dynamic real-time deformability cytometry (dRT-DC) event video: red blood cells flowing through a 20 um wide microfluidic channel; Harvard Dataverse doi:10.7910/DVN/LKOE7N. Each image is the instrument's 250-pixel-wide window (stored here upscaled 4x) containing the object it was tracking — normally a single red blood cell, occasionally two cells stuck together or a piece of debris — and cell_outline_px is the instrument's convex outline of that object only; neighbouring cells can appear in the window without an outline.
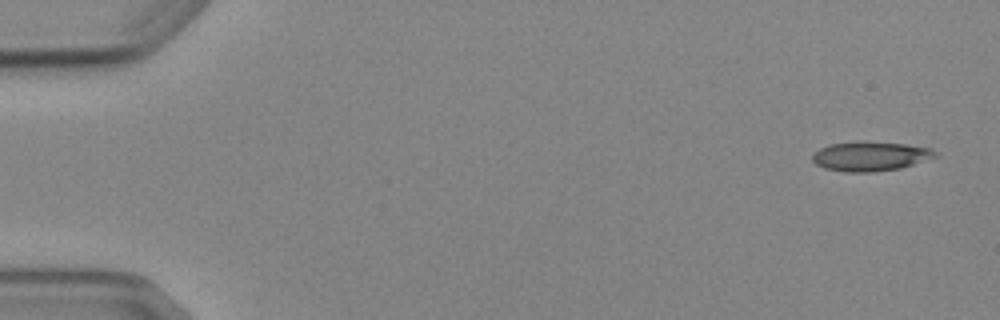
{"species": "Egyptian fruit bat (a non-hibernating species)", "species_latin": "Rousettus aegyptiacus", "temperature_condition": "cold", "stored_images_in_passage": 5, "camera_frame_rate_fps": 3000, "um_per_image_px": 0.085, "animal": {"sex": "female"}, "frame": {"image": 1, "passage_image": 1, "time_ms": 0.0, "image_size_px": [1000, 320], "cell_outline_px": [[936, 156], [900, 168], [872, 172], [844, 172], [824, 168], [816, 164], [812, 160], [812, 156], [820, 148], [832, 144], [860, 140], [864, 140], [904, 144], [932, 148], [936, 152]], "centroid_in_image_um": [73.95, 13.27], "position_along_channel_um": 11.1, "area_um2": 21.04}}
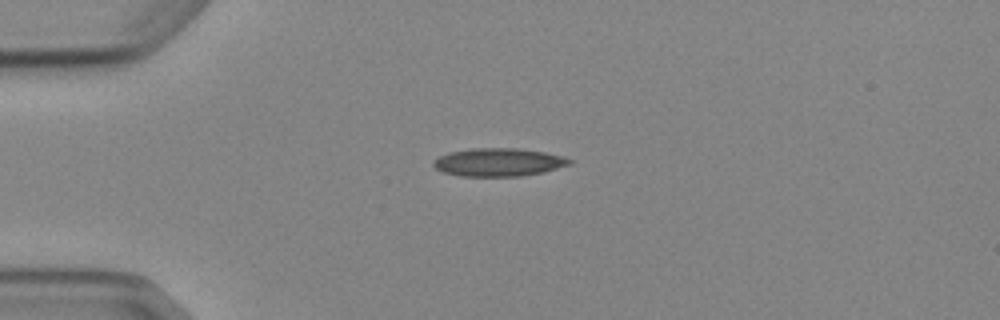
{"frame": {"image": 2, "passage_image": 4, "time_ms": 3.667, "image_size_px": [1000, 320], "cell_outline_px": [[572, 164], [544, 172], [520, 176], [460, 176], [444, 172], [436, 168], [432, 164], [432, 160], [448, 152], [472, 148], [516, 148], [544, 152], [564, 156], [572, 160]], "centroid_in_image_um": [42.38, 13.78], "position_along_channel_um": 42.6, "area_um2": 22.37}}